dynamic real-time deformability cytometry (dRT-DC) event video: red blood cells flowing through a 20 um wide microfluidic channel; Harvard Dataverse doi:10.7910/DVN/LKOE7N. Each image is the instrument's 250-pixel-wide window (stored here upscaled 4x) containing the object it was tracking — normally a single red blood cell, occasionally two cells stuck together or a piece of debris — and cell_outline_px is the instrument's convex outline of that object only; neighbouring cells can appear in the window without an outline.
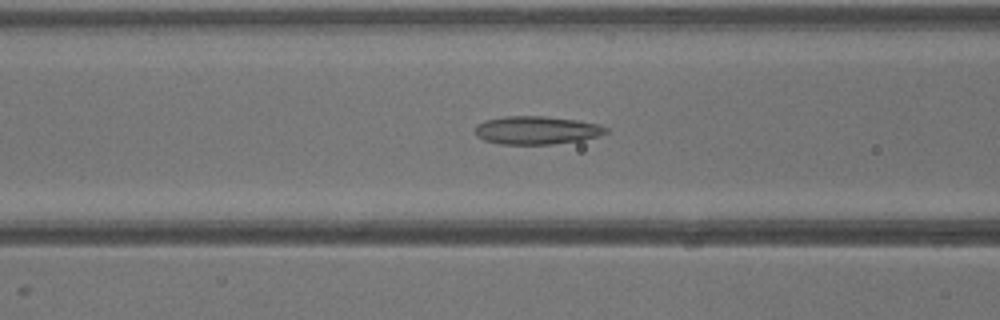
{"species": "common noctule bat (a hibernating species)", "species_latin": "Nyctalus noctula", "temperature_condition": "warm", "stored_images_in_passage": 32, "camera_frame_rate_fps": 3000, "um_per_image_px": 0.085, "animal": {"sex": "male", "body_mass_g": 13.3}, "frame": {"image": 1, "passage_image": 8, "time_ms": 2.333, "image_size_px": [1000, 320], "cell_outline_px": [[608, 132], [596, 136], [580, 140], [552, 144], [500, 144], [484, 140], [476, 136], [476, 124], [484, 120], [504, 116], [544, 116], [576, 120], [600, 124], [608, 128]], "centroid_in_image_um": [45.59, 11.06], "position_along_channel_um": 121.0, "area_um2": 21.44}}
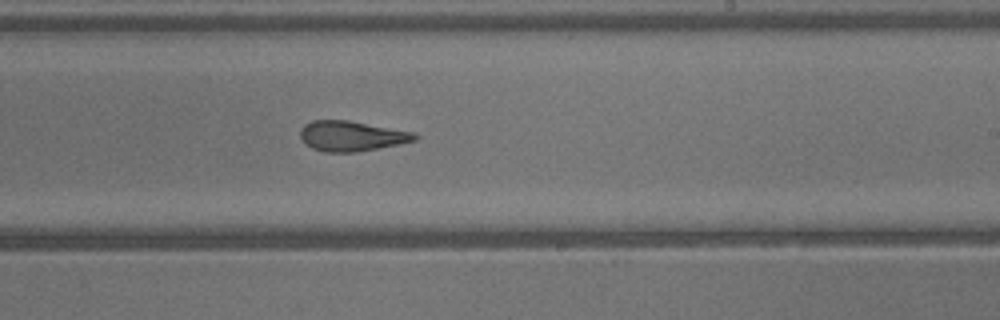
{"frame": {"image": 2, "passage_image": 16, "time_ms": 5.0, "image_size_px": [1000, 320], "cell_outline_px": [[420, 136], [416, 140], [400, 144], [356, 152], [328, 152], [312, 148], [304, 144], [300, 136], [300, 128], [304, 124], [312, 120], [348, 120], [416, 132]], "centroid_in_image_um": [29.89, 11.55], "position_along_channel_um": 259.1, "area_um2": 20.35}}
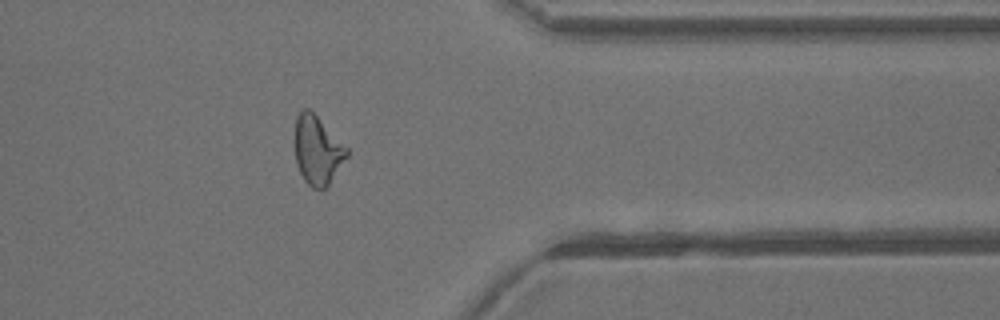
{"frame": {"image": 3, "passage_image": 24, "time_ms": 7.667, "image_size_px": [1000, 320], "cell_outline_px": [[348, 156], [328, 184], [324, 188], [312, 188], [304, 180], [296, 164], [296, 116], [304, 108], [308, 108], [348, 148]], "centroid_in_image_um": [26.98, 12.78], "position_along_channel_um": 384.4, "area_um2": 20.23}}